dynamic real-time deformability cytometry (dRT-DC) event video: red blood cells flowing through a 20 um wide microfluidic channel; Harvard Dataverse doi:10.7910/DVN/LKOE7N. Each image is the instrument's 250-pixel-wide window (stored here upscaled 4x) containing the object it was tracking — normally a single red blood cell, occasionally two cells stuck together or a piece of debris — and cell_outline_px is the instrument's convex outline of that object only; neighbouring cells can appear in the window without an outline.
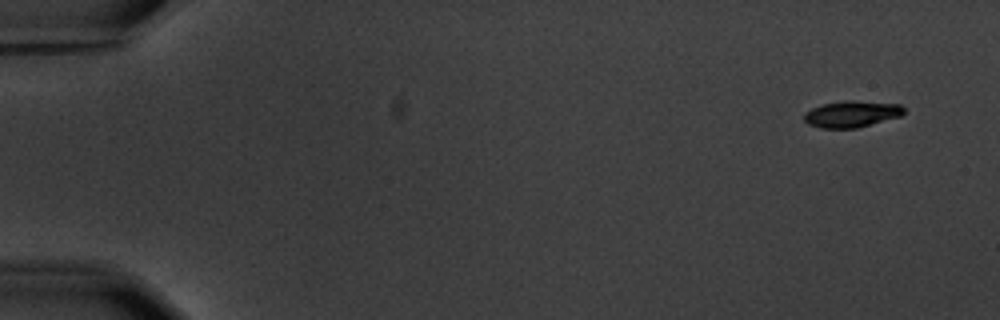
{"species": "common noctule bat (a hibernating species)", "species_latin": "Nyctalus noctula", "temperature_condition": "warm", "stored_images_in_passage": 3, "camera_frame_rate_fps": 3000, "um_per_image_px": 0.085, "animal": {"sex": "male", "body_mass_g": 20.1, "forearm_length_mm": 53.5}, "frame": {"image": 1, "passage_image": 1, "time_ms": 0.0, "image_size_px": [1000, 320], "cell_outline_px": [[904, 112], [900, 116], [856, 128], [820, 128], [808, 124], [804, 120], [804, 112], [812, 108], [824, 104], [848, 100], [852, 100], [900, 104], [904, 108]], "centroid_in_image_um": [72.37, 9.69], "position_along_channel_um": 12.6, "area_um2": 15.26}}